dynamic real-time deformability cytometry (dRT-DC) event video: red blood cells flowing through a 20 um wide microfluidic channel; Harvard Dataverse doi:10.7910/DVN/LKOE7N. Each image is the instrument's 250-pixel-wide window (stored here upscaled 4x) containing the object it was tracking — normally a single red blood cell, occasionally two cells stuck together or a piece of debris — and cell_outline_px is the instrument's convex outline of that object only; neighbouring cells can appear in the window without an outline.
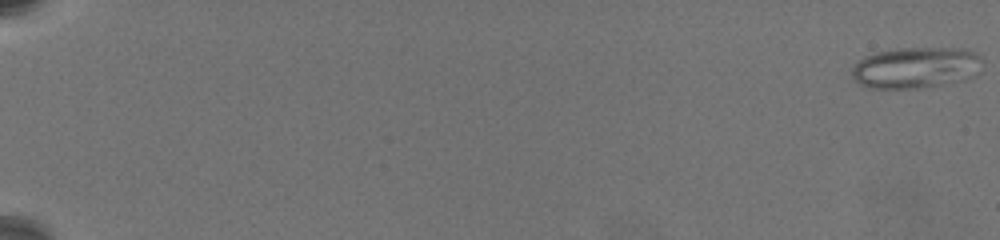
{"species": "common noctule bat (a hibernating species)", "species_latin": "Nyctalus noctula", "temperature_condition": "warm", "stored_images_in_passage": 64, "camera_frame_rate_fps": 3000, "um_per_image_px": 0.085, "animal": {"sex": "female", "body_mass_g": 19.5, "forearm_length_mm": 54.1}, "frame": {"image": 1, "passage_image": 1, "time_ms": 0.0, "image_size_px": [1000, 240], "cell_outline_px": [[984, 60], [980, 72], [976, 76], [968, 80], [920, 88], [872, 88], [860, 84], [852, 80], [852, 68], [864, 56], [876, 52], [900, 48], [960, 48], [976, 52]], "centroid_in_image_um": [77.92, 5.75], "position_along_channel_um": 7.1, "area_um2": 31.85}}
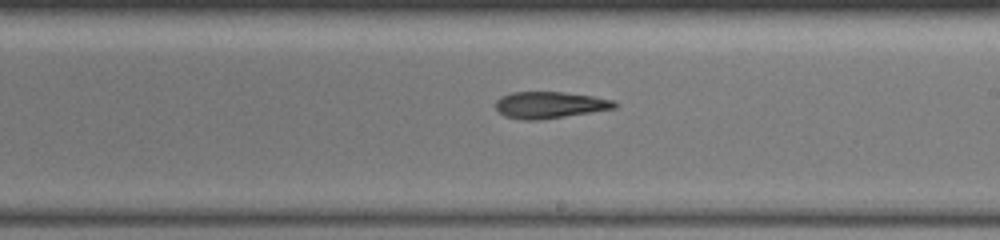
{"frame": {"image": 2, "passage_image": 41, "time_ms": 13.333, "image_size_px": [1000, 240], "cell_outline_px": [[616, 108], [540, 120], [524, 120], [504, 116], [496, 108], [496, 100], [500, 96], [512, 92], [564, 92], [592, 96], [612, 100], [616, 104]], "centroid_in_image_um": [46.68, 8.92], "position_along_channel_um": 242.3, "area_um2": 18.32}}
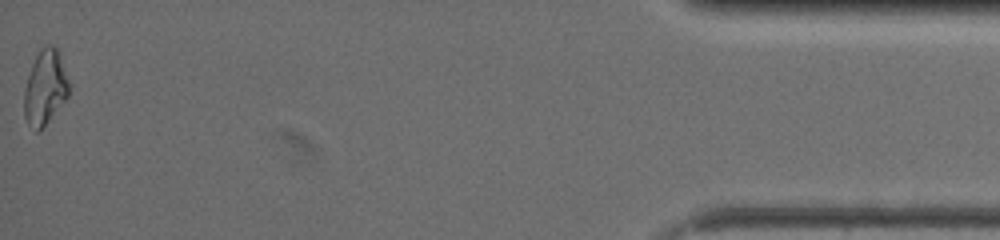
{"frame": {"image": 3, "passage_image": 64, "time_ms": 21.0, "image_size_px": [1000, 240], "cell_outline_px": [[68, 96], [44, 124], [36, 132], [28, 124], [24, 116], [24, 88], [32, 64], [40, 48], [48, 44], [52, 44], [60, 52], [68, 80]], "centroid_in_image_um": [3.82, 7.38], "position_along_channel_um": 431.4, "area_um2": 19.19}, "authors_computed_cell_mechanics": {"area_um2": 19.4786, "velocity_mm_per_s": 3.4921, "shape_relaxation_time_tau1_ms": null, "shape_relaxation_time_tau2_ms": 5.143, "deformation_change_tau1": null, "deformation_change_tau2": 0.152}}